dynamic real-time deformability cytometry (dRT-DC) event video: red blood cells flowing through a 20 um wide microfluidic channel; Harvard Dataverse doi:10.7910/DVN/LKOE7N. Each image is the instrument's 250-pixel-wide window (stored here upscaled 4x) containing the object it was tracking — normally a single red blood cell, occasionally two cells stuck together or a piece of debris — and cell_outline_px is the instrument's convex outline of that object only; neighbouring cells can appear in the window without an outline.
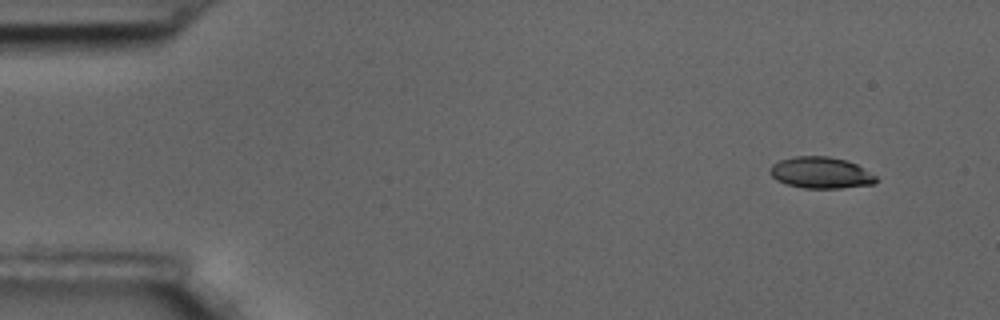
{"species": "common noctule bat (a hibernating species)", "species_latin": "Nyctalus noctula", "temperature_condition": "room temperature", "stored_images_in_passage": 55, "camera_frame_rate_fps": 3000, "um_per_image_px": 0.085, "animal": {"sex": "male", "body_mass_g": 17.5, "forearm_length_mm": 52.3}, "frame": {"image": 1, "passage_image": 1, "time_ms": 0.0, "image_size_px": [1000, 320], "cell_outline_px": [[880, 180], [876, 184], [840, 188], [804, 188], [788, 184], [776, 180], [768, 172], [772, 164], [780, 160], [792, 156], [828, 156], [848, 160], [856, 164], [876, 176]], "centroid_in_image_um": [69.78, 14.68], "position_along_channel_um": 15.2, "area_um2": 19.59}}
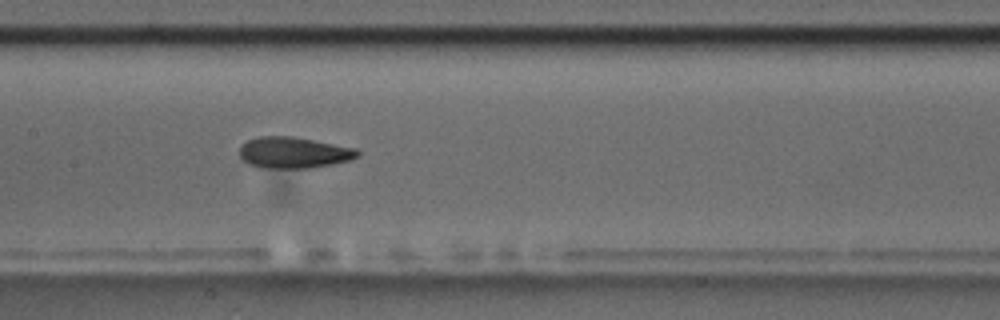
{"frame": {"image": 2, "passage_image": 25, "time_ms": 8.0, "image_size_px": [1000, 320], "cell_outline_px": [[360, 156], [348, 160], [332, 164], [308, 168], [264, 168], [248, 164], [240, 156], [240, 148], [248, 140], [260, 136], [292, 136], [356, 148], [360, 152]], "centroid_in_image_um": [24.97, 12.97], "position_along_channel_um": 182.4, "area_um2": 21.33}}
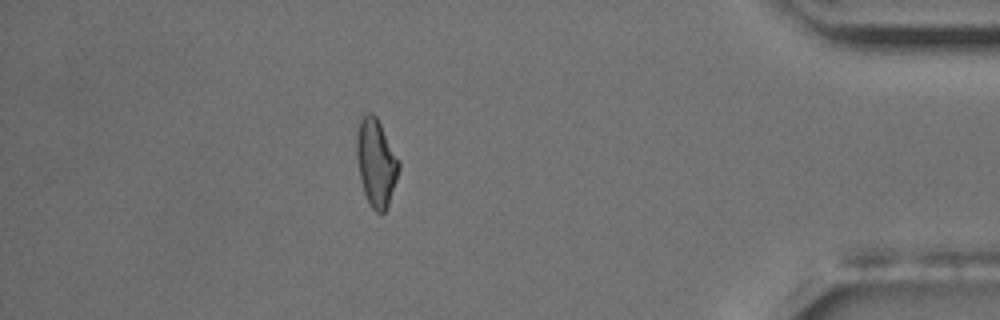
{"frame": {"image": 3, "passage_image": 48, "time_ms": 15.667, "image_size_px": [1000, 320], "cell_outline_px": [[400, 168], [388, 204], [384, 212], [376, 212], [368, 204], [360, 180], [356, 156], [356, 136], [360, 112], [372, 112], [376, 116], [400, 160]], "centroid_in_image_um": [31.94, 13.75], "position_along_channel_um": 403.3, "area_um2": 21.85}, "authors_computed_cell_mechanics": {"area_um2": 21.2704, "velocity_mm_per_s": 3.4434, "shape_relaxation_time_tau1_ms": 6.1066, "shape_relaxation_time_tau2_ms": 1.7311, "deformation_change_tau1": 0.1578, "deformation_change_tau2": 0.0798}}